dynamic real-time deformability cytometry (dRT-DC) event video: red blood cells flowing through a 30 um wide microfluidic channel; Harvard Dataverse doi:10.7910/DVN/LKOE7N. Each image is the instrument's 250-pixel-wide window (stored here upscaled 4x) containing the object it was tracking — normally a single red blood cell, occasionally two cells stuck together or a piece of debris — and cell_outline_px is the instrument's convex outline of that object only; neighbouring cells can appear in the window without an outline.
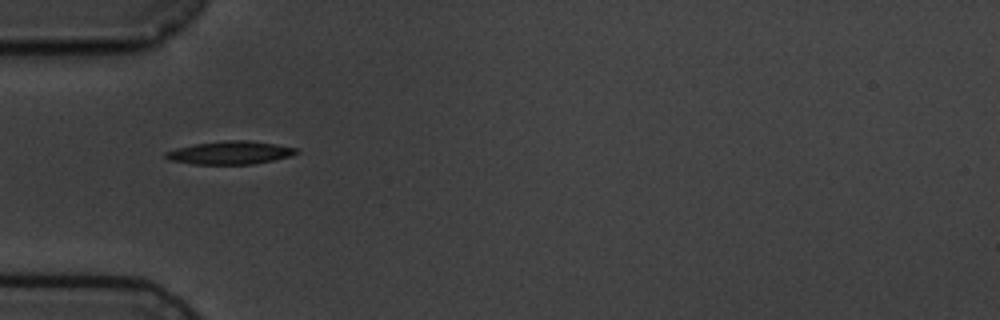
{"species": "common noctule bat (a hibernating species)", "species_latin": "Nyctalus noctula", "temperature_condition": "cold", "stored_images_in_passage": 2, "camera_frame_rate_fps": 3000, "um_per_image_px": 0.085, "animal": {"sex": "male", "body_mass_g": 19.5, "forearm_length_mm": 54.6}, "frame": {"image": 1, "passage_image": 1, "time_ms": 0.0, "image_size_px": [1000, 320], "cell_outline_px": [[300, 152], [288, 156], [272, 160], [252, 164], [192, 164], [168, 160], [164, 156], [164, 152], [176, 148], [196, 144], [224, 140], [248, 140], [276, 144], [296, 148]], "centroid_in_image_um": [19.52, 12.98], "position_along_channel_um": 65.5, "area_um2": 17.51}}
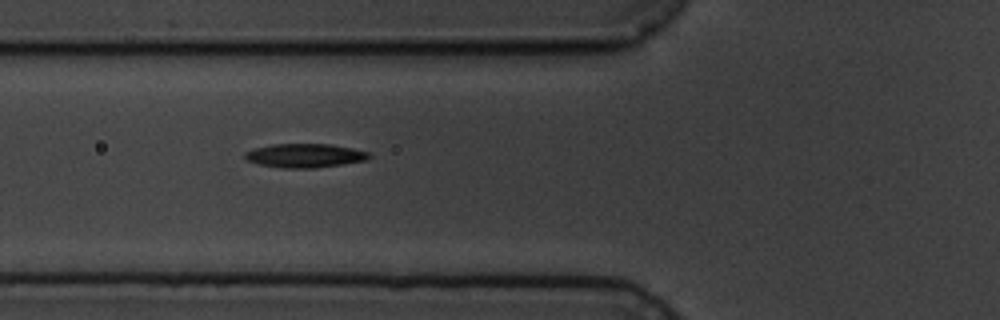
{"frame": {"image": 2, "passage_image": 2, "time_ms": 1.0, "image_size_px": [1000, 320], "cell_outline_px": [[372, 156], [364, 160], [316, 168], [284, 168], [260, 164], [248, 160], [244, 156], [244, 152], [252, 148], [272, 144], [332, 144], [352, 148], [368, 152]], "centroid_in_image_um": [25.88, 13.21], "position_along_channel_um": 99.9, "area_um2": 17.17}}